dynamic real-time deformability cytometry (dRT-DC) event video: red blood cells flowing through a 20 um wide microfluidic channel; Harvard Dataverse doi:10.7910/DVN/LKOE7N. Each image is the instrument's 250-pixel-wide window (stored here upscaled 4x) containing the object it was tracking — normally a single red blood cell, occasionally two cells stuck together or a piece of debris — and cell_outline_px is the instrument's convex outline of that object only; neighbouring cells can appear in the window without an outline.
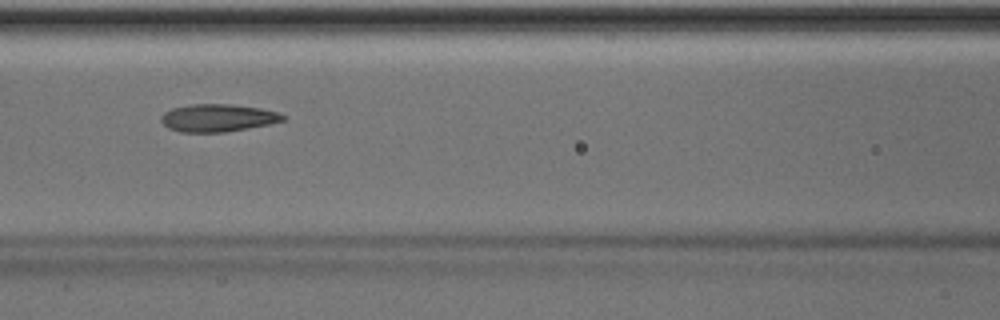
{"species": "Egyptian fruit bat (a non-hibernating species)", "species_latin": "Rousettus aegyptiacus", "temperature_condition": "room temperature", "stored_images_in_passage": 50, "camera_frame_rate_fps": 3000, "um_per_image_px": 0.085, "animal": {"sex": "male"}, "frame": {"image": 1, "passage_image": 22, "time_ms": 7.0, "image_size_px": [1000, 320], "cell_outline_px": [[288, 116], [284, 120], [268, 124], [248, 128], [224, 132], [180, 132], [168, 128], [160, 120], [160, 116], [164, 112], [172, 108], [192, 104], [228, 104], [260, 108], [280, 112]], "centroid_in_image_um": [18.51, 10.02], "position_along_channel_um": 148.1, "area_um2": 19.65}}
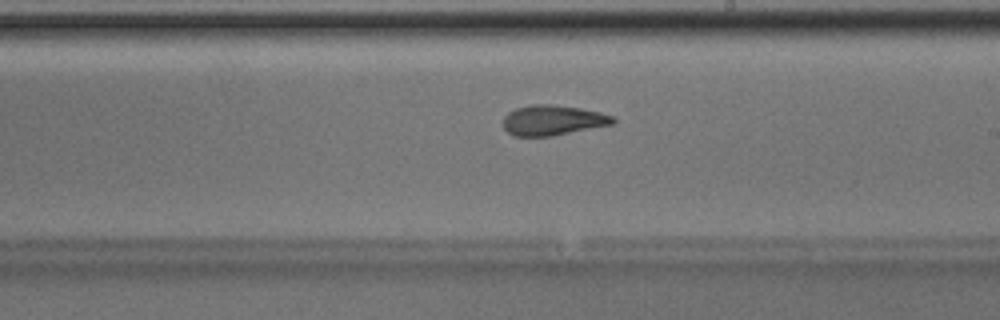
{"frame": {"image": 2, "passage_image": 29, "time_ms": 9.333, "image_size_px": [1000, 320], "cell_outline_px": [[616, 120], [612, 124], [552, 136], [512, 136], [504, 128], [504, 116], [508, 112], [516, 108], [532, 104], [552, 104], [580, 108], [600, 112], [612, 116]], "centroid_in_image_um": [46.96, 10.21], "position_along_channel_um": 242.0, "area_um2": 19.25}, "authors_computed_cell_mechanics": {"area_um2": 20.1433, "velocity_mm_per_s": 4.0401, "shape_relaxation_time_tau1_ms": 4.8477, "shape_relaxation_time_tau2_ms": 2.4419, "deformation_change_tau1": 0.1785, "deformation_change_tau2": 0.1127}}